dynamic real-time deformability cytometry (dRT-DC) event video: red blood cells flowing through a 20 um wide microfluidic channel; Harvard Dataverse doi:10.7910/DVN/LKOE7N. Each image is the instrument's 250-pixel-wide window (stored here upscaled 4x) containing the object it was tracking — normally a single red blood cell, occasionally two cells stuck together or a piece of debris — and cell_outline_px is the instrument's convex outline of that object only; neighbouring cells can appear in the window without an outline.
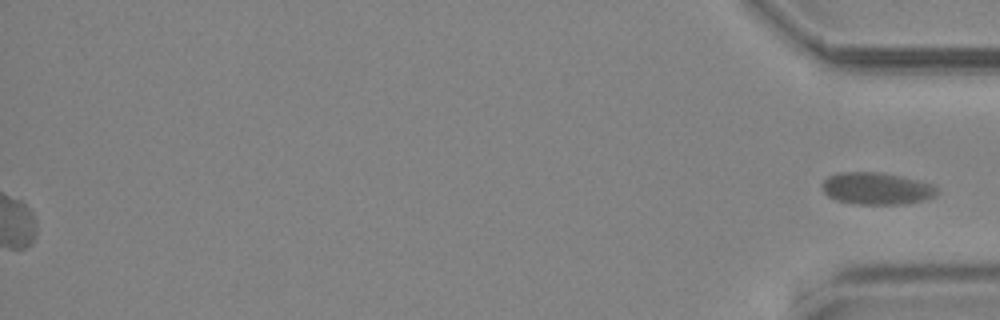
{"species": "common noctule bat (a hibernating species)", "species_latin": "Nyctalus noctula", "temperature_condition": "cold", "stored_images_in_passage": 43, "segment_of_instrument_passage": [2, 2], "camera_frame_rate_fps": 3000, "um_per_image_px": 0.085, "animal": {"sex": "male", "body_mass_g": 19.2, "forearm_length_mm": 51.8}, "frame": {"image": 1, "passage_image": 43, "time_ms": 14.0, "image_size_px": [1000, 320], "cell_outline_px": [[940, 192], [936, 196], [924, 200], [904, 204], [852, 204], [836, 200], [828, 196], [820, 188], [820, 184], [828, 176], [836, 172], [876, 172], [900, 176], [916, 180], [928, 184], [936, 188]], "centroid_in_image_um": [74.44, 16.03], "position_along_channel_um": 360.8, "area_um2": 21.56}}